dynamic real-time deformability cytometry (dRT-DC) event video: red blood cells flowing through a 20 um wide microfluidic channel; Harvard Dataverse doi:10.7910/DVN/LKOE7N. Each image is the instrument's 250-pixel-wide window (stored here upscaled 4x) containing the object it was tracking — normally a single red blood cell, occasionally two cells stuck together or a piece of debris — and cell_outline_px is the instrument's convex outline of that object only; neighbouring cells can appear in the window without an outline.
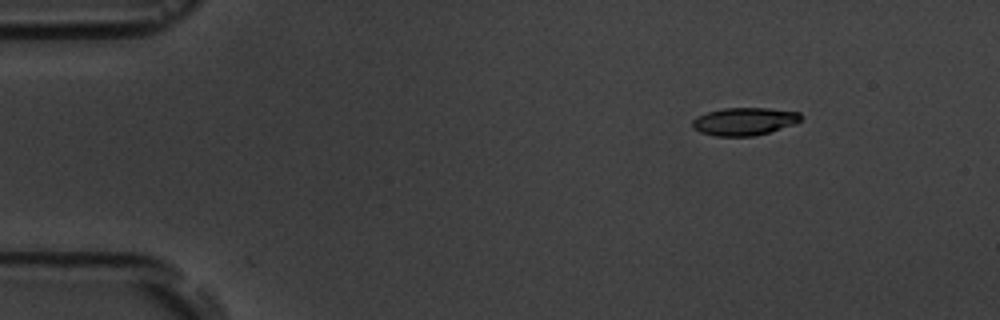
{"species": "common noctule bat (a hibernating species)", "species_latin": "Nyctalus noctula", "temperature_condition": "room temperature", "stored_images_in_passage": 6, "camera_frame_rate_fps": 3000, "um_per_image_px": 0.085, "animal": {"sex": "male", "body_mass_g": 19.5, "forearm_length_mm": 54.6}, "frame": {"image": 1, "passage_image": 2, "time_ms": 1.333, "image_size_px": [1000, 320], "cell_outline_px": [[804, 116], [796, 124], [768, 132], [752, 136], [716, 136], [700, 132], [692, 128], [692, 120], [696, 116], [708, 112], [724, 108], [768, 108], [800, 112]], "centroid_in_image_um": [63.28, 10.31], "position_along_channel_um": 21.7, "area_um2": 17.63}}
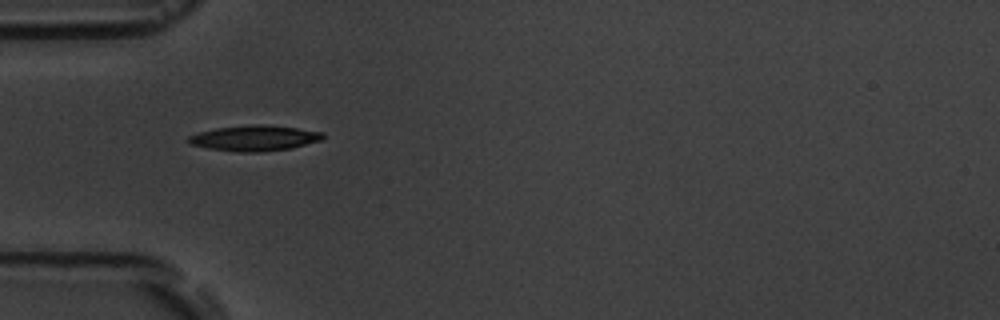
{"frame": {"image": 2, "passage_image": 5, "time_ms": 4.667, "image_size_px": [1000, 320], "cell_outline_px": [[324, 140], [292, 148], [260, 152], [240, 152], [208, 148], [188, 144], [188, 136], [200, 132], [216, 128], [252, 124], [260, 124], [296, 128], [324, 132]], "centroid_in_image_um": [21.66, 11.74], "position_along_channel_um": 63.3, "area_um2": 20.06}}
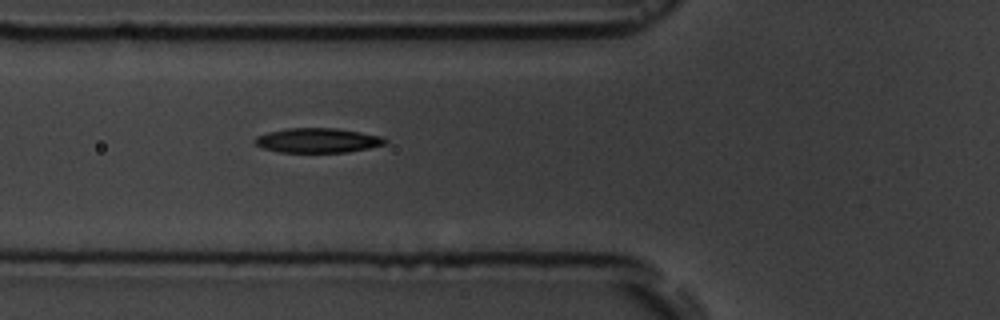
{"frame": {"image": 3, "passage_image": 6, "time_ms": 5.667, "image_size_px": [1000, 320], "cell_outline_px": [[388, 144], [348, 152], [280, 152], [264, 148], [256, 144], [252, 140], [256, 136], [268, 132], [288, 128], [336, 128], [384, 136], [388, 140]], "centroid_in_image_um": [27.04, 11.93], "position_along_channel_um": 98.8, "area_um2": 18.79}}